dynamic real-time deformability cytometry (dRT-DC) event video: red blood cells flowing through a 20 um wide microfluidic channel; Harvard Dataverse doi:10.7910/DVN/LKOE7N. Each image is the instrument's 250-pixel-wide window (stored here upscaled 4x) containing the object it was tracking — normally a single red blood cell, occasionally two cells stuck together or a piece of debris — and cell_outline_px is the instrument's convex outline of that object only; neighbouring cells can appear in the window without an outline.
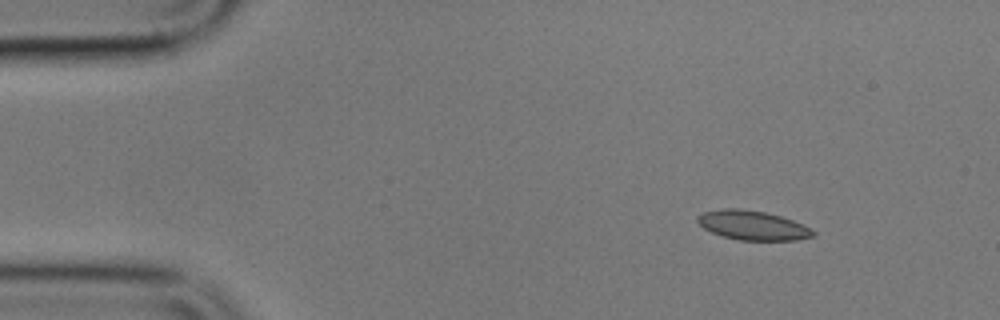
{"species": "common noctule bat (a hibernating species)", "species_latin": "Nyctalus noctula", "temperature_condition": "cold", "stored_images_in_passage": 5, "camera_frame_rate_fps": 3000, "um_per_image_px": 0.085, "animal": {"sex": "male", "body_mass_g": 17.9}, "frame": {"image": 1, "passage_image": 1, "time_ms": 0.0, "image_size_px": [1000, 320], "cell_outline_px": [[816, 236], [796, 240], [740, 240], [724, 236], [712, 232], [704, 228], [696, 220], [696, 216], [704, 212], [724, 208], [740, 208], [764, 212], [780, 216], [792, 220], [816, 232]], "centroid_in_image_um": [63.96, 19.15], "position_along_channel_um": 21.0, "area_um2": 19.54}}
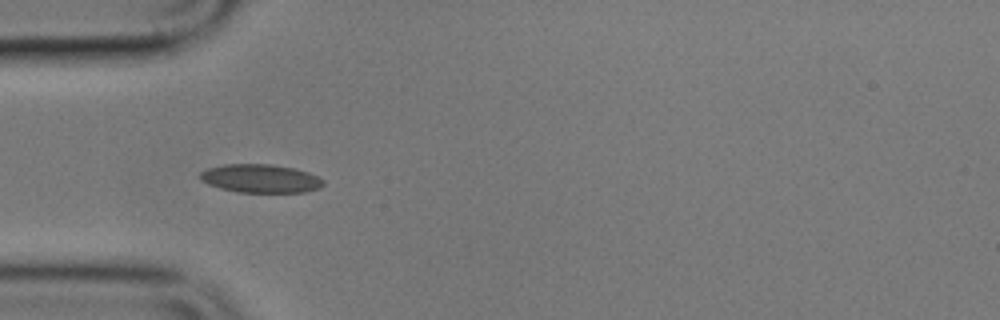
{"frame": {"image": 2, "passage_image": 4, "time_ms": 3.333, "image_size_px": [1000, 320], "cell_outline_px": [[324, 184], [320, 188], [304, 192], [240, 192], [220, 188], [208, 184], [200, 180], [200, 172], [208, 168], [224, 164], [272, 164], [292, 168], [308, 172], [324, 180]], "centroid_in_image_um": [22.14, 15.17], "position_along_channel_um": 62.9, "area_um2": 20.35}}
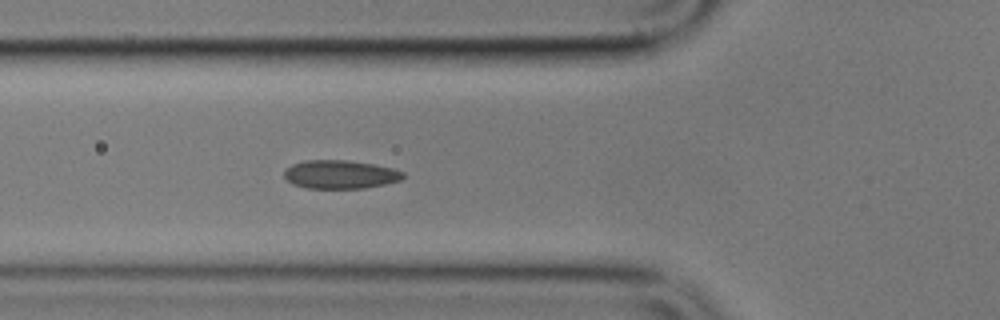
{"frame": {"image": 3, "passage_image": 5, "time_ms": 4.333, "image_size_px": [1000, 320], "cell_outline_px": [[404, 176], [400, 180], [384, 184], [364, 188], [308, 188], [292, 184], [284, 176], [284, 172], [292, 164], [308, 160], [344, 160], [372, 164], [392, 168], [404, 172]], "centroid_in_image_um": [28.91, 14.83], "position_along_channel_um": 96.9, "area_um2": 19.48}}